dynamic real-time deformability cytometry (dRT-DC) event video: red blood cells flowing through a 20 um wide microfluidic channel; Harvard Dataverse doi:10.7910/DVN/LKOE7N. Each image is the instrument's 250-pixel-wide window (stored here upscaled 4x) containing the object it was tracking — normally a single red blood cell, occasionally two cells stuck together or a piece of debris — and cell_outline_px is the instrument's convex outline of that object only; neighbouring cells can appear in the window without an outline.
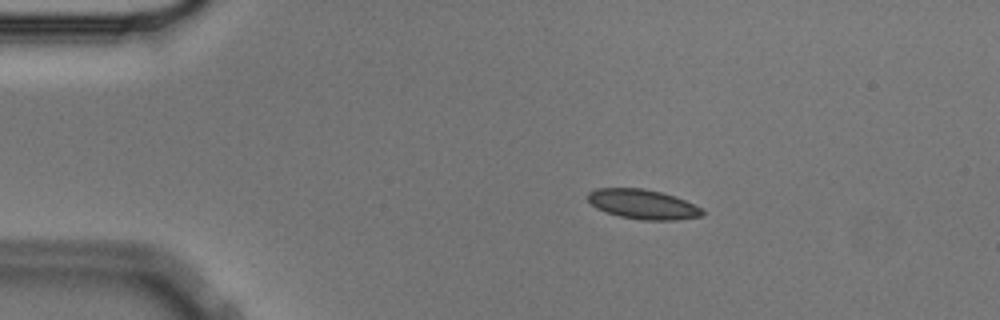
{"species": "Egyptian fruit bat (a non-hibernating species)", "species_latin": "Rousettus aegyptiacus", "temperature_condition": "cold", "stored_images_in_passage": 56, "camera_frame_rate_fps": 3000, "um_per_image_px": 0.085, "animal": {"sex": "male"}, "frame": {"image": 1, "passage_image": 10, "time_ms": 3.0, "image_size_px": [1000, 320], "cell_outline_px": [[704, 216], [676, 220], [640, 220], [620, 216], [596, 208], [588, 200], [588, 192], [596, 188], [644, 188], [676, 196], [700, 208], [704, 212]], "centroid_in_image_um": [54.64, 17.36], "position_along_channel_um": 30.4, "area_um2": 19.71}}
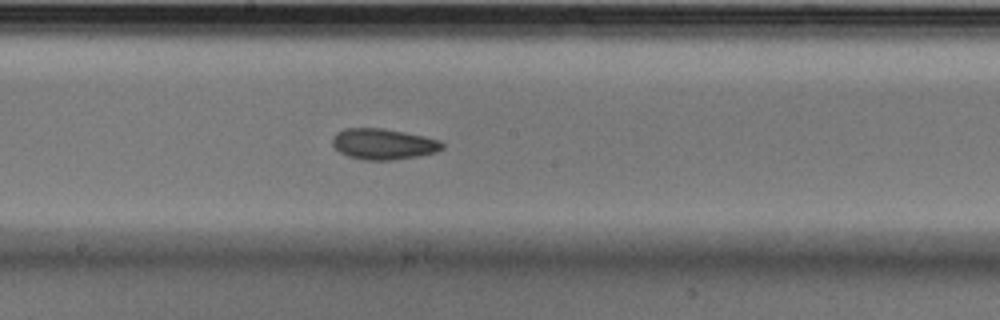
{"frame": {"image": 2, "passage_image": 30, "time_ms": 9.667, "image_size_px": [1000, 320], "cell_outline_px": [[444, 148], [436, 152], [420, 156], [392, 160], [364, 160], [348, 156], [340, 152], [332, 144], [332, 140], [336, 132], [344, 128], [380, 128], [404, 132], [424, 136], [440, 140], [444, 144]], "centroid_in_image_um": [32.6, 12.24], "position_along_channel_um": 215.6, "area_um2": 19.83}}
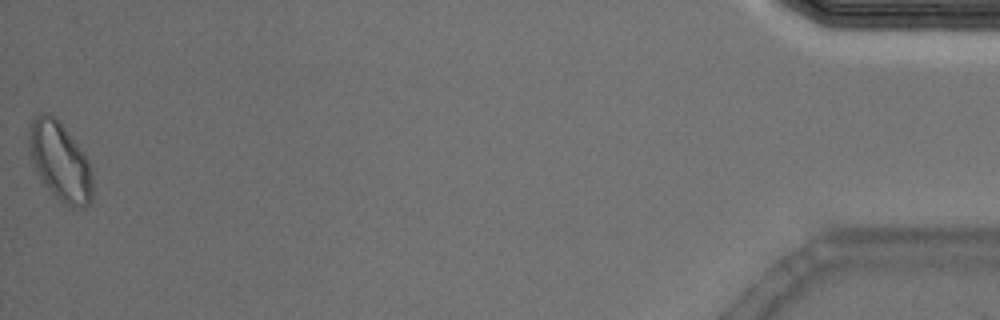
{"frame": {"image": 3, "passage_image": 56, "time_ms": 18.333, "image_size_px": [1000, 320], "cell_outline_px": [[92, 200], [88, 204], [80, 208], [72, 208], [64, 204], [44, 184], [36, 172], [32, 164], [28, 144], [28, 140], [32, 116], [40, 112], [48, 112], [56, 116], [84, 152], [92, 168]], "centroid_in_image_um": [5.1, 13.68], "position_along_channel_um": 430.1, "area_um2": 29.59}, "authors_computed_cell_mechanics": {"area_um2": 19.7676, "velocity_mm_per_s": 3.5488, "shape_relaxation_time_tau1_ms": 6.5315, "shape_relaxation_time_tau2_ms": 3.9984, "deformation_change_tau1": 0.0991, "deformation_change_tau2": 0.0525}}